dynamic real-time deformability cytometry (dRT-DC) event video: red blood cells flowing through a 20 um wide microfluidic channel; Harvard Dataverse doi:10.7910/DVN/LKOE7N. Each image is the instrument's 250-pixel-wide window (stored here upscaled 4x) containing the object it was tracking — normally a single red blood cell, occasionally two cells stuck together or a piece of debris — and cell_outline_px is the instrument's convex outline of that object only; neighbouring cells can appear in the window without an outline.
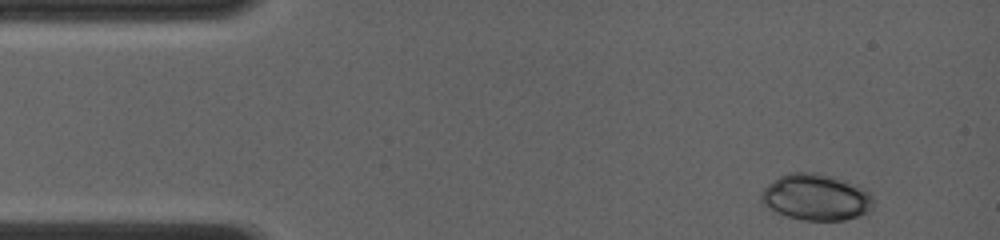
{"species": "common noctule bat (a hibernating species)", "species_latin": "Nyctalus noctula", "temperature_condition": "room temperature", "stored_images_in_passage": 36, "camera_frame_rate_fps": 4000, "um_per_image_px": 0.085, "animal": {"sex": "female", "body_mass_g": 19.0, "forearm_length_mm": 56.7}, "frame": {"image": 1, "passage_image": 1, "time_ms": 0.0, "image_size_px": [1000, 240], "cell_outline_px": [[872, 208], [868, 212], [860, 216], [844, 220], [804, 220], [788, 216], [776, 212], [768, 208], [760, 200], [760, 192], [768, 184], [780, 176], [788, 172], [812, 172], [836, 176], [864, 188], [872, 196]], "centroid_in_image_um": [69.36, 16.75], "position_along_channel_um": 15.6, "area_um2": 30.46}}
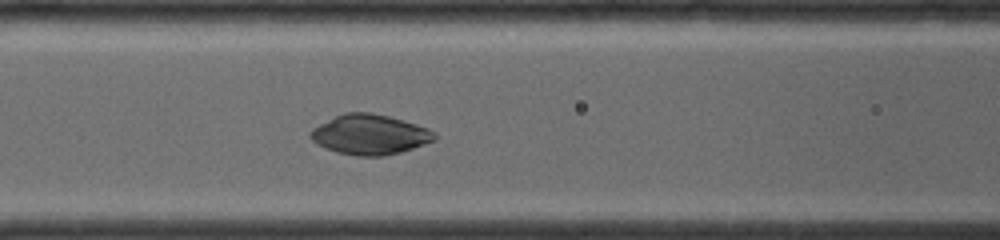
{"frame": {"image": 2, "passage_image": 16, "time_ms": 3.75, "image_size_px": [1000, 240], "cell_outline_px": [[436, 140], [400, 152], [384, 156], [356, 156], [336, 152], [324, 148], [316, 144], [308, 136], [308, 132], [312, 128], [344, 112], [368, 112], [388, 116], [416, 124], [428, 128], [436, 132]], "centroid_in_image_um": [31.41, 11.44], "position_along_channel_um": 135.2, "area_um2": 29.02}}
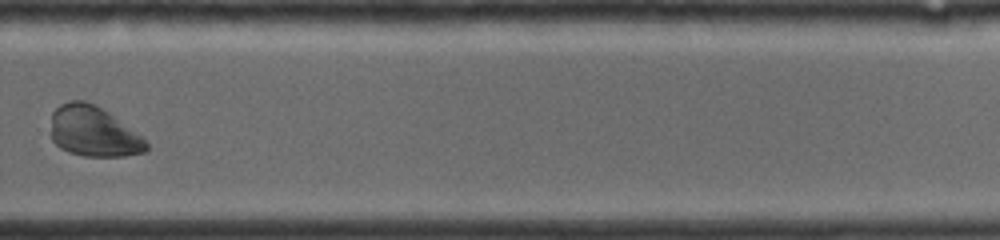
{"frame": {"image": 3, "passage_image": 29, "time_ms": 7.0, "image_size_px": [1000, 240], "cell_outline_px": [[148, 148], [144, 152], [124, 156], [84, 156], [68, 152], [60, 148], [52, 140], [52, 112], [60, 104], [68, 100], [84, 100], [108, 112], [144, 136], [148, 144]], "centroid_in_image_um": [7.96, 11.18], "position_along_channel_um": 321.8, "area_um2": 28.09}}